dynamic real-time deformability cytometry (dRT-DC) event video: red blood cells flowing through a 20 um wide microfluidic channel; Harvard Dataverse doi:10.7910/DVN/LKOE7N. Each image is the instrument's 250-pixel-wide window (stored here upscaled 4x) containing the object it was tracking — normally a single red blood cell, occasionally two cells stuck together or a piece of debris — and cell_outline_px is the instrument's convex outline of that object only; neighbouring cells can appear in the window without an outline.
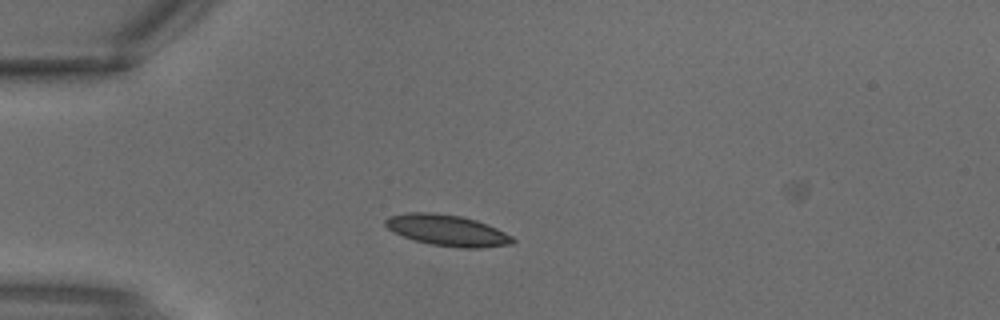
{"species": "common noctule bat (a hibernating species)", "species_latin": "Nyctalus noctula", "temperature_condition": "warm", "stored_images_in_passage": 1, "camera_frame_rate_fps": 3000, "um_per_image_px": 0.085, "animal": {"sex": "male", "body_mass_g": 18.8}, "frame": {"image": 1, "passage_image": 1, "time_ms": 0.0, "image_size_px": [1000, 320], "cell_outline_px": [[516, 240], [512, 244], [480, 248], [460, 248], [432, 244], [416, 240], [404, 236], [388, 228], [384, 224], [384, 220], [388, 216], [408, 212], [432, 212], [460, 216], [476, 220], [488, 224], [512, 236]], "centroid_in_image_um": [38.03, 19.57], "position_along_channel_um": 47.0, "area_um2": 22.95}}